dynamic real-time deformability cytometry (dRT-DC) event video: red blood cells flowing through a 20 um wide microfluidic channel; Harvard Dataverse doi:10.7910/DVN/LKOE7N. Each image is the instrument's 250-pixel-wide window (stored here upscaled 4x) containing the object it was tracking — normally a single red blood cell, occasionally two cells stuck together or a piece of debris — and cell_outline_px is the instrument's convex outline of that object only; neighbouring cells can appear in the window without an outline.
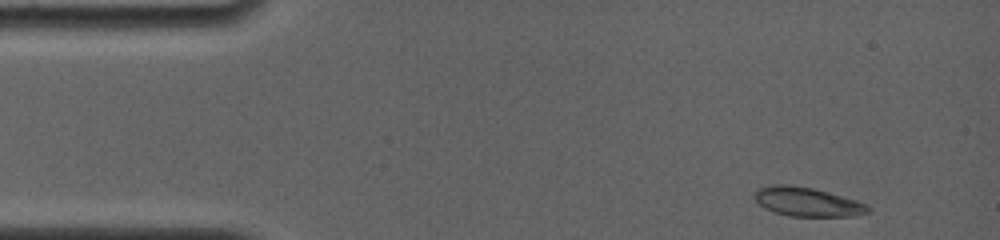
{"species": "common noctule bat (a hibernating species)", "species_latin": "Nyctalus noctula", "temperature_condition": "room temperature", "stored_images_in_passage": 32, "camera_frame_rate_fps": 4000, "um_per_image_px": 0.085, "animal": {"sex": "female", "body_mass_g": 19.0, "forearm_length_mm": 56.7}, "frame": {"image": 1, "passage_image": 1, "time_ms": 0.0, "image_size_px": [1000, 240], "cell_outline_px": [[872, 208], [868, 212], [856, 216], [788, 216], [772, 212], [764, 208], [752, 196], [756, 188], [772, 184], [788, 184], [812, 188], [828, 192], [856, 200]], "centroid_in_image_um": [68.56, 17.15], "position_along_channel_um": 16.4, "area_um2": 19.36}}
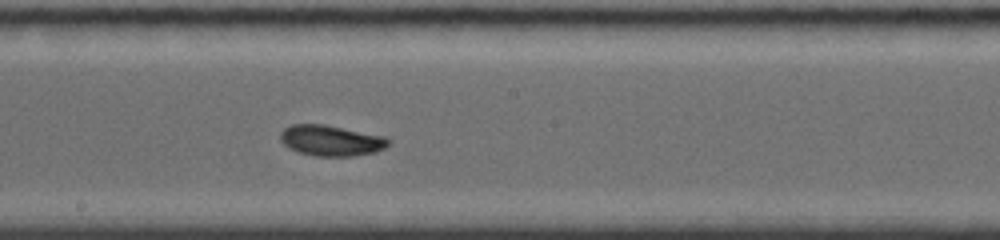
{"frame": {"image": 2, "passage_image": 19, "time_ms": 7.5, "image_size_px": [1000, 240], "cell_outline_px": [[392, 140], [384, 148], [376, 152], [356, 156], [316, 156], [296, 152], [288, 148], [280, 140], [280, 132], [284, 128], [292, 124], [324, 124], [384, 136]], "centroid_in_image_um": [28.13, 11.95], "position_along_channel_um": 220.1, "area_um2": 19.54}}
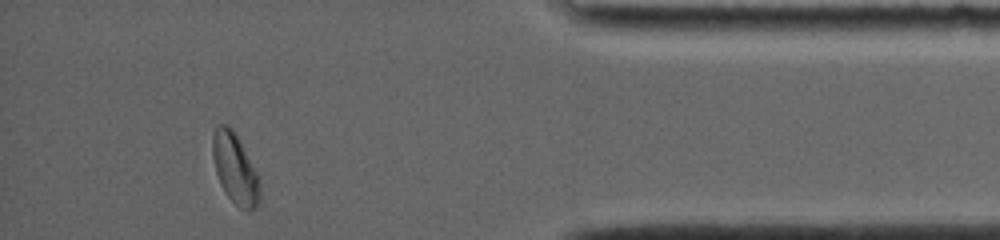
{"frame": {"image": 3, "passage_image": 32, "time_ms": 13.25, "image_size_px": [1000, 240], "cell_outline_px": [[260, 200], [248, 212], [240, 208], [224, 192], [220, 184], [216, 172], [212, 156], [212, 136], [216, 124], [228, 124], [232, 128], [260, 176]], "centroid_in_image_um": [19.97, 14.31], "position_along_channel_um": 415.2, "area_um2": 19.54}, "authors_computed_cell_mechanics": {"area_um2": 19.2763, "velocity_mm_per_s": 3.8575, "shape_relaxation_time_tau1_ms": 5.0661, "shape_relaxation_time_tau2_ms": null, "deformation_change_tau1": 0.1561, "deformation_change_tau2": null}}